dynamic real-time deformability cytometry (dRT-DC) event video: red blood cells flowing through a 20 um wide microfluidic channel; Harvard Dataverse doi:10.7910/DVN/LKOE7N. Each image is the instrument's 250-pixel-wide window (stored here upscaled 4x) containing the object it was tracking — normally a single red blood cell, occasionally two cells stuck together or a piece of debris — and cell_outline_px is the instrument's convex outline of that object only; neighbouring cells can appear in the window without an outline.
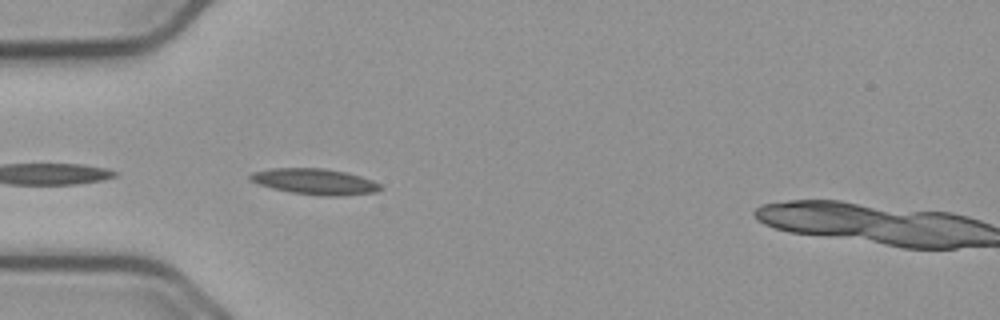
{"species": "common noctule bat (a hibernating species)", "species_latin": "Nyctalus noctula", "temperature_condition": "cold", "stored_images_in_passage": 7, "camera_frame_rate_fps": 3000, "um_per_image_px": 0.085, "animal": {"sex": "male", "body_mass_g": 23.1, "forearm_length_mm": 52.7}, "frame": {"image": 1, "passage_image": 2, "time_ms": 0.333, "image_size_px": [1000, 320], "cell_outline_px": [[384, 188], [376, 192], [340, 196], [320, 196], [292, 192], [272, 188], [248, 180], [248, 176], [252, 172], [272, 168], [324, 168], [348, 172], [372, 180], [380, 184]], "centroid_in_image_um": [26.78, 15.43], "position_along_channel_um": 58.2, "area_um2": 19.77}}